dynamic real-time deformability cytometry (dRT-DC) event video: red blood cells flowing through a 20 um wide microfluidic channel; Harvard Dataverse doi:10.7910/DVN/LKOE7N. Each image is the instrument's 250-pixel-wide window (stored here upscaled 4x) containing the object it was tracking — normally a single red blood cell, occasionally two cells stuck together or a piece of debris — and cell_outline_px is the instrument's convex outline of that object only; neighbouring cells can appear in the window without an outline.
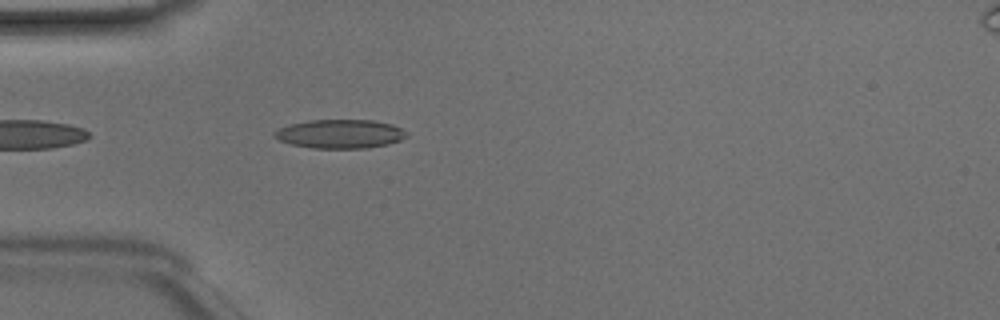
{"species": "Egyptian fruit bat (a non-hibernating species)", "species_latin": "Rousettus aegyptiacus", "temperature_condition": "room temperature", "stored_images_in_passage": 37, "camera_frame_rate_fps": 3000, "um_per_image_px": 0.085, "animal": {"sex": "male"}, "frame": {"image": 1, "passage_image": 3, "time_ms": 0.667, "image_size_px": [1000, 320], "cell_outline_px": [[408, 136], [400, 140], [388, 144], [368, 148], [312, 148], [292, 144], [280, 140], [272, 136], [272, 132], [288, 124], [308, 120], [372, 120], [392, 124], [408, 132]], "centroid_in_image_um": [28.9, 11.38], "position_along_channel_um": 56.1, "area_um2": 22.31}}
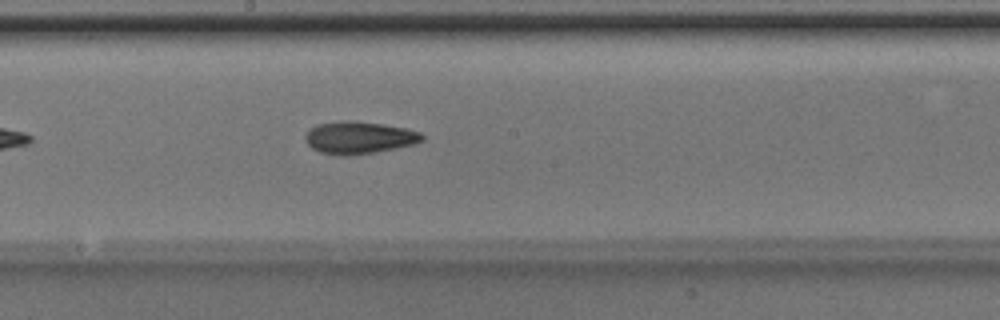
{"frame": {"image": 2, "passage_image": 15, "time_ms": 4.667, "image_size_px": [1000, 320], "cell_outline_px": [[424, 140], [416, 144], [396, 148], [352, 156], [340, 156], [320, 152], [312, 148], [304, 140], [304, 136], [308, 128], [316, 124], [344, 120], [352, 120], [384, 124], [408, 128], [420, 132], [424, 136]], "centroid_in_image_um": [30.51, 11.69], "position_along_channel_um": 217.7, "area_um2": 22.48}}
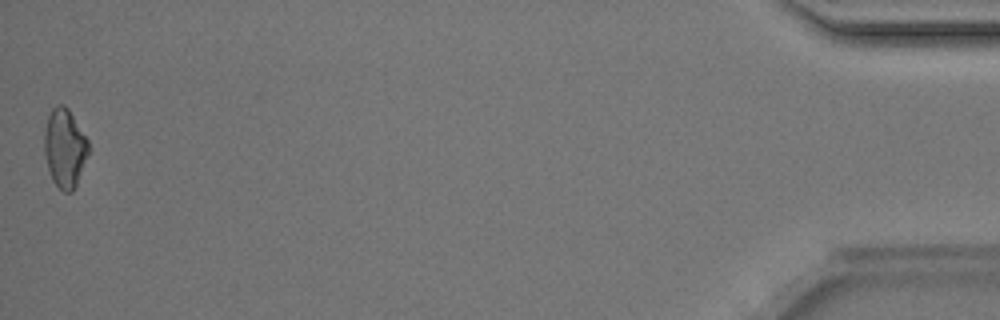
{"frame": {"image": 3, "passage_image": 37, "time_ms": 12.0, "image_size_px": [1000, 320], "cell_outline_px": [[88, 152], [76, 184], [72, 192], [64, 192], [52, 180], [48, 168], [44, 152], [44, 132], [48, 116], [52, 108], [56, 104], [64, 104], [68, 108], [88, 140]], "centroid_in_image_um": [5.48, 12.55], "position_along_channel_um": 429.7, "area_um2": 20.0}, "authors_computed_cell_mechanics": {"area_um2": 20.6346, "velocity_mm_per_s": 4.1898, "shape_relaxation_time_tau1_ms": 4.277, "shape_relaxation_time_tau2_ms": 9.0794, "deformation_change_tau1": 0.1108, "deformation_change_tau2": 0.2144}}